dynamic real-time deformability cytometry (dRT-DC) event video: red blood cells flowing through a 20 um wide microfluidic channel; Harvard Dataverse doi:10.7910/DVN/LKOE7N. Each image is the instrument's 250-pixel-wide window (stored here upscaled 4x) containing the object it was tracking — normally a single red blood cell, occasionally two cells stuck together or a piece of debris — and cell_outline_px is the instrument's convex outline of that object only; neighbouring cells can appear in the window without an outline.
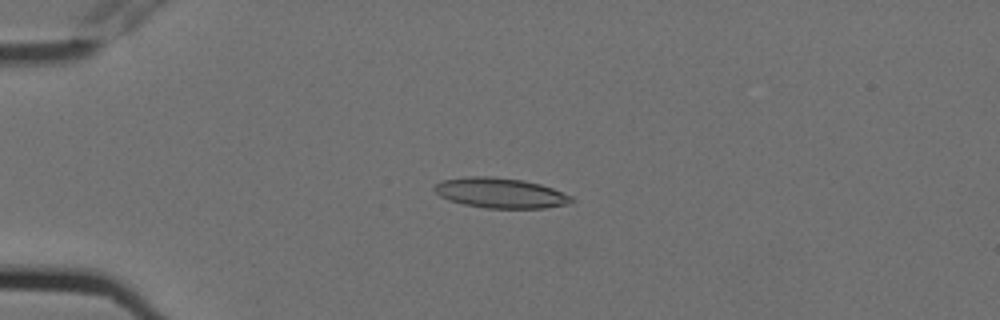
{"species": "Egyptian fruit bat (a non-hibernating species)", "species_latin": "Rousettus aegyptiacus", "temperature_condition": "cold", "stored_images_in_passage": 4, "camera_frame_rate_fps": 3000, "um_per_image_px": 0.085, "animal": {"sex": "female"}, "frame": {"image": 1, "passage_image": 3, "time_ms": 0.667, "image_size_px": [1000, 320], "cell_outline_px": [[572, 200], [568, 204], [544, 208], [484, 208], [464, 204], [448, 200], [440, 196], [432, 188], [440, 180], [468, 176], [488, 176], [524, 180], [540, 184], [552, 188], [572, 196]], "centroid_in_image_um": [42.5, 16.4], "position_along_channel_um": 42.5, "area_um2": 24.1}}